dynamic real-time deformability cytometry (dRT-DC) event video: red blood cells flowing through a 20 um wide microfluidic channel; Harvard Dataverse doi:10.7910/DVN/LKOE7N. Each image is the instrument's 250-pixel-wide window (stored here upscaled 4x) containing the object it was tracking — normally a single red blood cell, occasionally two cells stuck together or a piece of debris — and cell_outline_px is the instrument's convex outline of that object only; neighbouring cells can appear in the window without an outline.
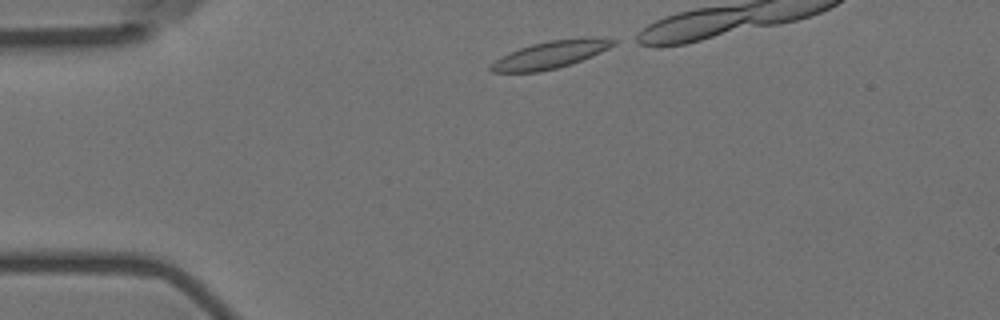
{"species": "Egyptian fruit bat (a non-hibernating species)", "species_latin": "Rousettus aegyptiacus", "temperature_condition": "room temperature", "stored_images_in_passage": 18, "camera_frame_rate_fps": 3000, "um_per_image_px": 0.085, "animal": {"sex": "female"}, "frame": {"image": 1, "passage_image": 1, "time_ms": 0.0, "image_size_px": [1000, 320], "cell_outline_px": [[620, 40], [616, 44], [592, 56], [556, 68], [540, 72], [488, 72], [488, 68], [496, 60], [520, 48], [532, 44], [548, 40], [580, 36]], "centroid_in_image_um": [46.83, 4.62], "position_along_channel_um": 38.2, "area_um2": 19.48}}
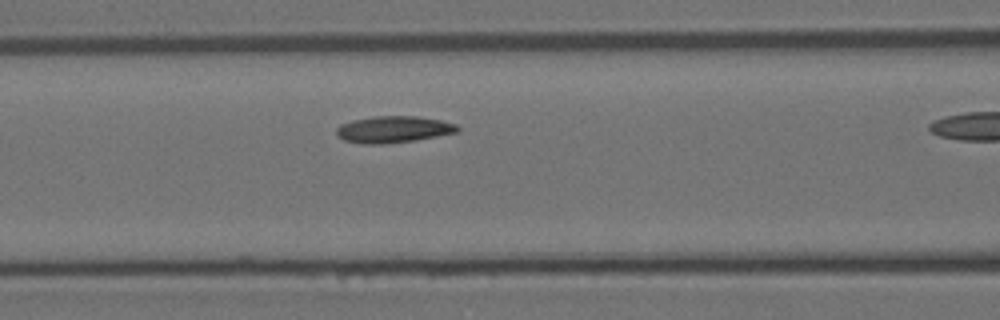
{"frame": {"image": 2, "passage_image": 12, "time_ms": 3.667, "image_size_px": [1000, 320], "cell_outline_px": [[460, 132], [416, 140], [380, 144], [364, 144], [344, 140], [336, 136], [336, 128], [340, 124], [352, 120], [376, 116], [416, 116], [440, 120], [456, 124], [460, 128]], "centroid_in_image_um": [33.44, 11.0], "position_along_channel_um": 133.2, "area_um2": 18.9}}
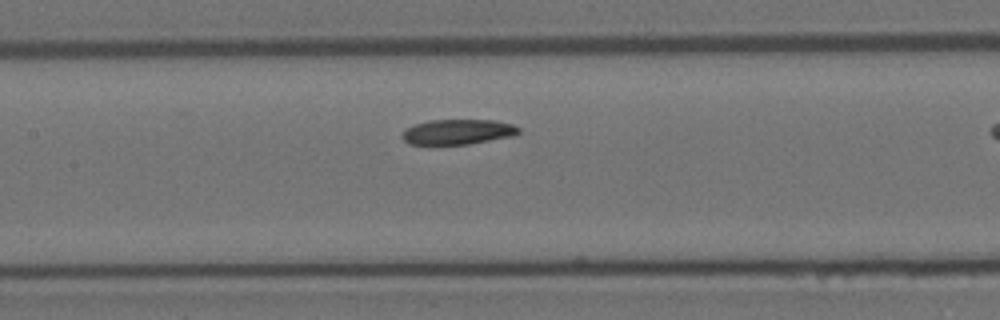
{"frame": {"image": 3, "passage_image": 15, "time_ms": 4.667, "image_size_px": [1000, 320], "cell_outline_px": [[520, 132], [512, 136], [468, 144], [408, 144], [400, 136], [408, 128], [416, 124], [428, 120], [492, 120], [512, 124], [520, 128]], "centroid_in_image_um": [38.92, 11.21], "position_along_channel_um": 168.5, "area_um2": 16.88}}